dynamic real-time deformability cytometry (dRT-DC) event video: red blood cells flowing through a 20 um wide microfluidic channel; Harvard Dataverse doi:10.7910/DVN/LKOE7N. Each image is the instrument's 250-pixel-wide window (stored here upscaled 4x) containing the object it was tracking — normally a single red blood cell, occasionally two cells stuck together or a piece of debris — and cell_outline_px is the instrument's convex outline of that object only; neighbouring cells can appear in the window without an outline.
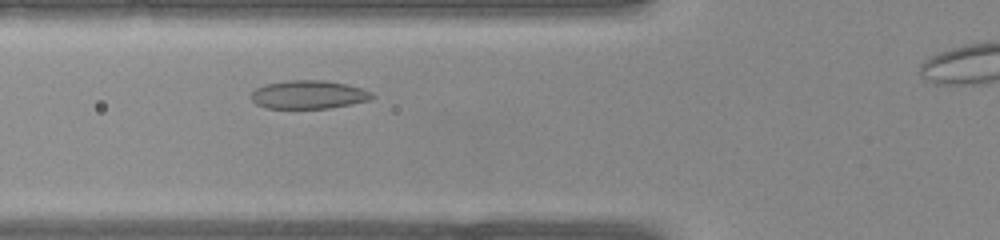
{"species": "common noctule bat (a hibernating species)", "species_latin": "Nyctalus noctula", "temperature_condition": "warm", "stored_images_in_passage": 28, "camera_frame_rate_fps": 3000, "um_per_image_px": 0.085, "animal": {"sex": "female", "body_mass_g": 22.0, "forearm_length_mm": 56.7}, "frame": {"image": 1, "passage_image": 7, "time_ms": 2.0, "image_size_px": [1000, 240], "cell_outline_px": [[376, 96], [368, 100], [328, 108], [264, 108], [256, 104], [252, 100], [252, 92], [256, 88], [264, 84], [288, 80], [324, 80], [348, 84], [372, 92]], "centroid_in_image_um": [26.21, 8.03], "position_along_channel_um": 99.6, "area_um2": 19.94}}
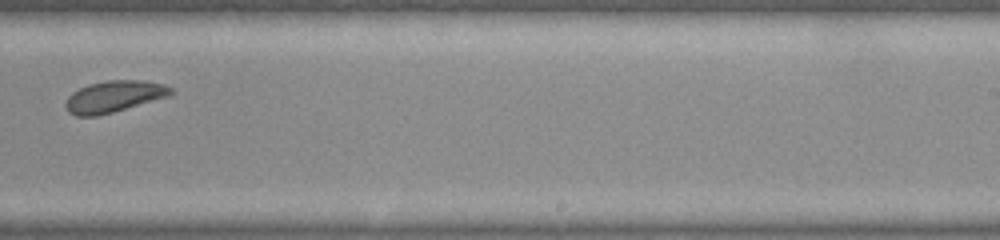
{"frame": {"image": 2, "passage_image": 18, "time_ms": 5.667, "image_size_px": [1000, 240], "cell_outline_px": [[176, 92], [172, 96], [112, 112], [96, 116], [76, 116], [68, 112], [64, 104], [68, 96], [72, 92], [88, 84], [108, 80], [140, 80], [164, 84], [172, 88]], "centroid_in_image_um": [9.72, 8.2], "position_along_channel_um": 279.3, "area_um2": 19.54}}
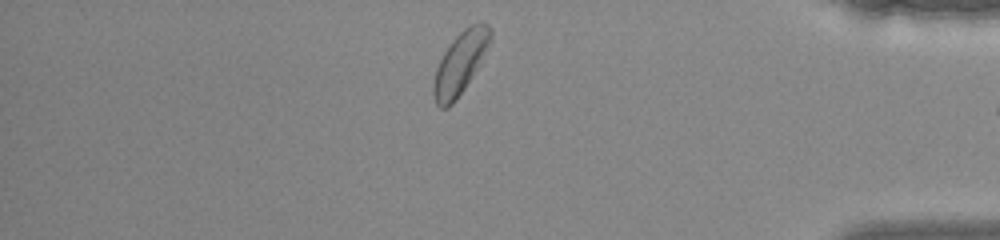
{"frame": {"image": 3, "passage_image": 27, "time_ms": 8.667, "image_size_px": [1000, 240], "cell_outline_px": [[492, 36], [472, 76], [456, 100], [448, 108], [440, 108], [436, 104], [432, 92], [432, 84], [436, 68], [444, 52], [452, 40], [464, 28], [480, 20], [484, 20], [492, 28]], "centroid_in_image_um": [39.1, 5.34], "position_along_channel_um": 396.1, "area_um2": 20.4}}